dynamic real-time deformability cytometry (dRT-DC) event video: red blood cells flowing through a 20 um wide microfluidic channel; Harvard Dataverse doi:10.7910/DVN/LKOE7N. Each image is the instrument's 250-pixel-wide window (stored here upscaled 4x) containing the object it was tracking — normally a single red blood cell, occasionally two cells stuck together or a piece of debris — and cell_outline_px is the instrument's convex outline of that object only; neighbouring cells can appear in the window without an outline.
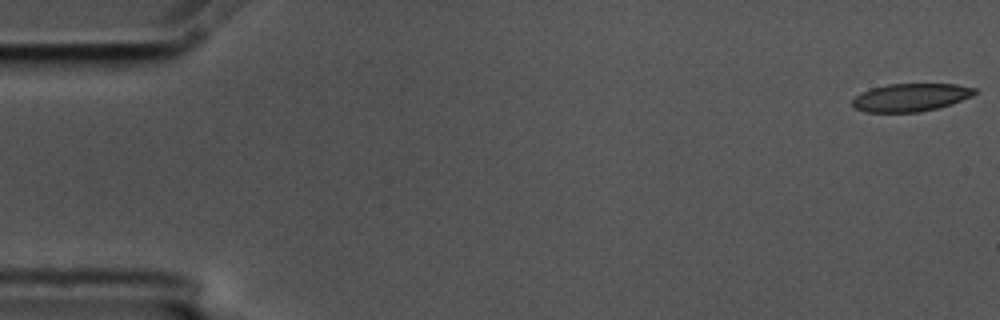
{"species": "common noctule bat (a hibernating species)", "species_latin": "Nyctalus noctula", "temperature_condition": "cold", "stored_images_in_passage": 56, "camera_frame_rate_fps": 3000, "um_per_image_px": 0.085, "animal": {"sex": "male", "body_mass_g": 17.5, "forearm_length_mm": 52.3}, "frame": {"image": 1, "passage_image": 1, "time_ms": 0.0, "image_size_px": [1000, 320], "cell_outline_px": [[976, 92], [972, 96], [952, 104], [920, 112], [864, 112], [856, 108], [852, 104], [852, 100], [860, 92], [872, 88], [888, 84], [956, 84], [976, 88]], "centroid_in_image_um": [77.41, 8.28], "position_along_channel_um": 7.6, "area_um2": 19.88}}
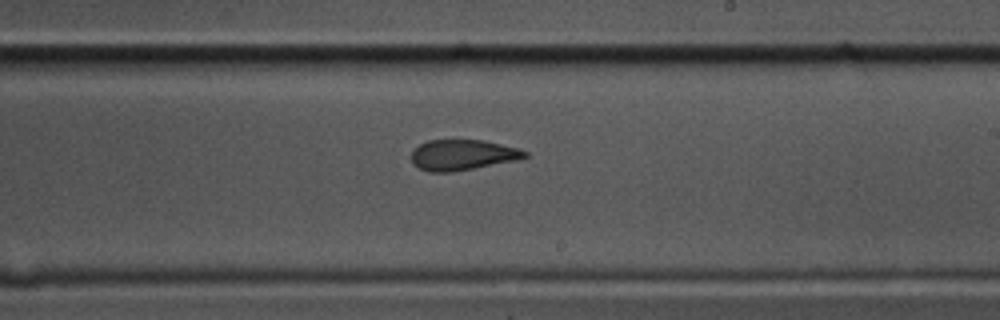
{"frame": {"image": 2, "passage_image": 33, "time_ms": 10.667, "image_size_px": [1000, 320], "cell_outline_px": [[528, 156], [516, 160], [452, 172], [428, 172], [412, 164], [412, 148], [428, 140], [484, 140], [520, 148], [528, 152]], "centroid_in_image_um": [39.3, 13.16], "position_along_channel_um": 249.7, "area_um2": 20.29}}
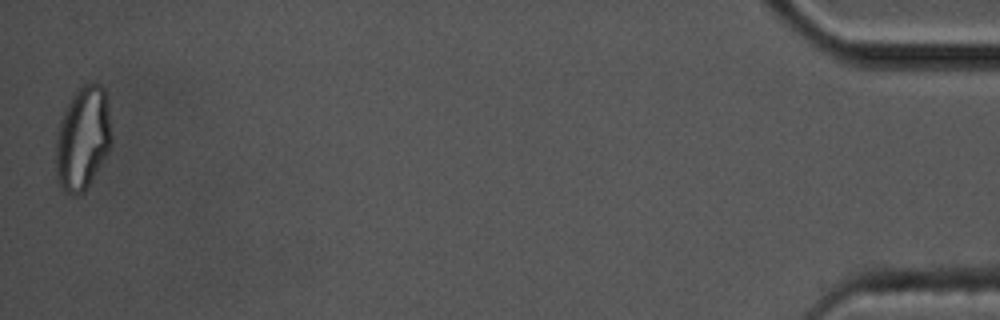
{"frame": {"image": 3, "passage_image": 56, "time_ms": 18.333, "image_size_px": [1000, 320], "cell_outline_px": [[112, 140], [108, 152], [84, 192], [72, 196], [64, 192], [60, 188], [56, 180], [56, 132], [60, 120], [72, 96], [84, 84], [100, 84], [104, 88], [112, 136]], "centroid_in_image_um": [7.01, 11.81], "position_along_channel_um": 428.2, "area_um2": 33.41}, "authors_computed_cell_mechanics": {"area_um2": 21.4149, "velocity_mm_per_s": 3.5485, "shape_relaxation_time_tau1_ms": null, "shape_relaxation_time_tau2_ms": 1.5025, "deformation_change_tau1": null, "deformation_change_tau2": 0.092}}